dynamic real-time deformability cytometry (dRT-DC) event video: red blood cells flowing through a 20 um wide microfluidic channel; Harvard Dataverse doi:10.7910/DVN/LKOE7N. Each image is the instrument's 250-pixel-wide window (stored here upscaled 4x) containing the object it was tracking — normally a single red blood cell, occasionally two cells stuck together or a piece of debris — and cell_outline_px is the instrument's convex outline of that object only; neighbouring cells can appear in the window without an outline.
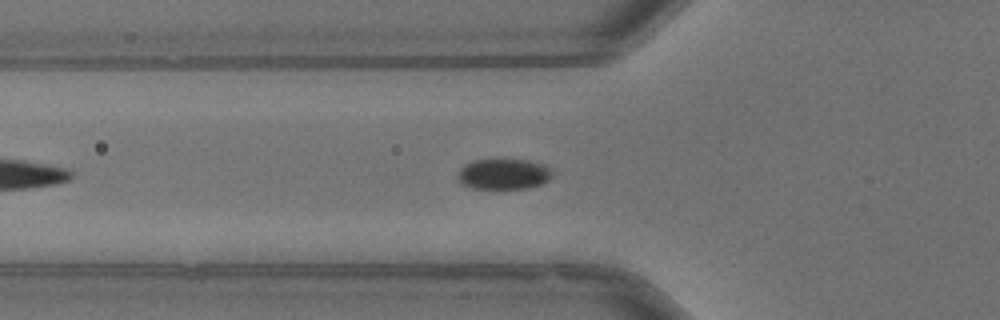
{"species": "common noctule bat (a hibernating species)", "species_latin": "Nyctalus noctula", "temperature_condition": "warm", "stored_images_in_passage": 25, "camera_frame_rate_fps": 3000, "um_per_image_px": 0.085, "animal": {"sex": "male", "body_mass_g": 13.3}, "frame": {"image": 1, "passage_image": 8, "time_ms": 2.333, "image_size_px": [1000, 320], "cell_outline_px": [[552, 176], [548, 180], [540, 184], [528, 188], [468, 188], [460, 184], [456, 176], [460, 168], [464, 164], [476, 160], [492, 156], [504, 156], [528, 160], [552, 168]], "centroid_in_image_um": [42.75, 14.73], "position_along_channel_um": 83.1, "area_um2": 17.8}}
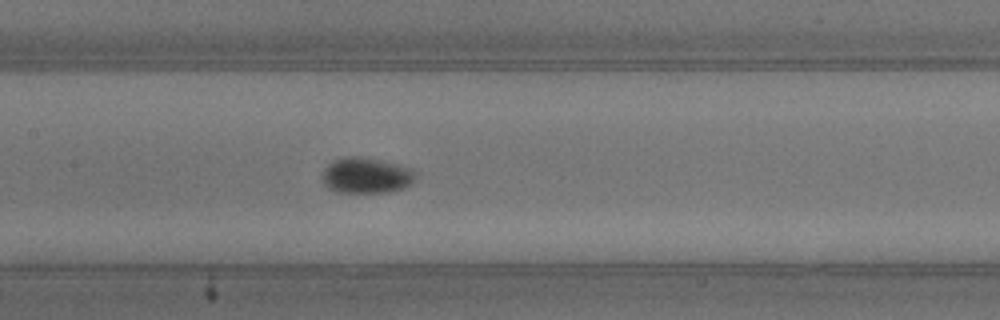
{"frame": {"image": 2, "passage_image": 15, "time_ms": 4.667, "image_size_px": [1000, 320], "cell_outline_px": [[416, 176], [412, 184], [388, 192], [336, 192], [328, 188], [320, 180], [324, 168], [332, 160], [344, 156], [360, 156], [396, 164], [408, 168], [416, 172]], "centroid_in_image_um": [31.06, 14.91], "position_along_channel_um": 176.3, "area_um2": 19.48}}